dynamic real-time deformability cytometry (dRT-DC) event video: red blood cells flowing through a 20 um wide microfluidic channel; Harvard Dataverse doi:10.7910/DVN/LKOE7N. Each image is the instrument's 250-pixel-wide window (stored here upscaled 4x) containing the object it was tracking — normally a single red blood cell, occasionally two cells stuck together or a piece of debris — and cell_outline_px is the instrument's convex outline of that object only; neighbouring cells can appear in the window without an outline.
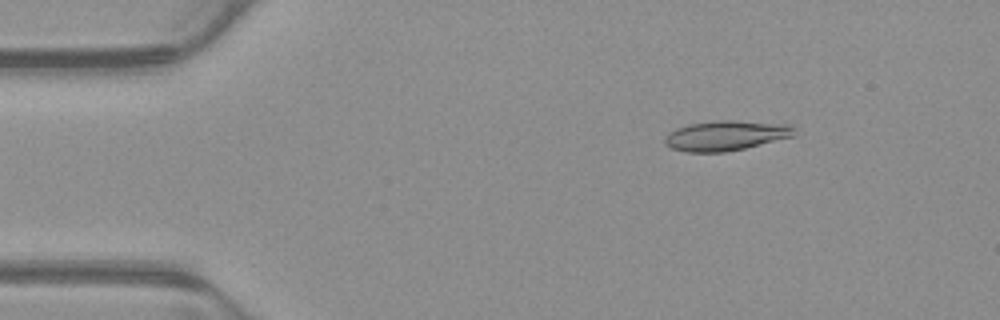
{"species": "common noctule bat (a hibernating species)", "species_latin": "Nyctalus noctula", "temperature_condition": "warm", "stored_images_in_passage": 53, "camera_frame_rate_fps": 3000, "um_per_image_px": 0.085, "animal": {"sex": "male", "body_mass_g": 23.1, "forearm_length_mm": 52.7}, "frame": {"image": 1, "passage_image": 8, "time_ms": 2.333, "image_size_px": [1000, 320], "cell_outline_px": [[796, 136], [744, 148], [724, 152], [688, 152], [672, 148], [664, 144], [664, 136], [668, 132], [676, 128], [688, 124], [716, 120], [732, 120], [788, 124], [796, 128]], "centroid_in_image_um": [61.7, 11.51], "position_along_channel_um": 23.3, "area_um2": 22.83}}
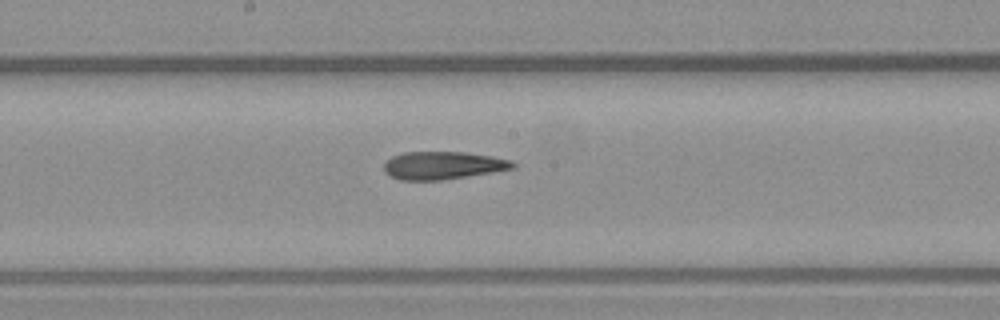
{"frame": {"image": 2, "passage_image": 28, "time_ms": 9.0, "image_size_px": [1000, 320], "cell_outline_px": [[516, 168], [468, 176], [440, 180], [400, 180], [384, 172], [384, 164], [392, 156], [404, 152], [464, 152], [492, 156], [512, 160], [516, 164]], "centroid_in_image_um": [37.67, 14.06], "position_along_channel_um": 210.5, "area_um2": 20.87}}
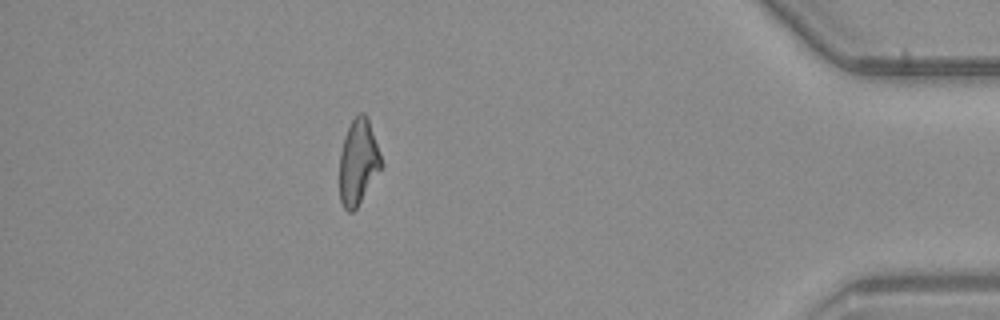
{"frame": {"image": 3, "passage_image": 47, "time_ms": 15.333, "image_size_px": [1000, 320], "cell_outline_px": [[384, 164], [356, 208], [352, 212], [348, 212], [344, 208], [340, 200], [340, 152], [344, 136], [352, 120], [360, 112], [364, 112], [368, 116]], "centroid_in_image_um": [30.46, 13.75], "position_along_channel_um": 404.7, "area_um2": 20.81}, "authors_computed_cell_mechanics": {"area_um2": 21.7906, "velocity_mm_per_s": 3.8994, "shape_relaxation_time_tau1_ms": null, "shape_relaxation_time_tau2_ms": 6.3162, "deformation_change_tau1": null, "deformation_change_tau2": 0.181}}